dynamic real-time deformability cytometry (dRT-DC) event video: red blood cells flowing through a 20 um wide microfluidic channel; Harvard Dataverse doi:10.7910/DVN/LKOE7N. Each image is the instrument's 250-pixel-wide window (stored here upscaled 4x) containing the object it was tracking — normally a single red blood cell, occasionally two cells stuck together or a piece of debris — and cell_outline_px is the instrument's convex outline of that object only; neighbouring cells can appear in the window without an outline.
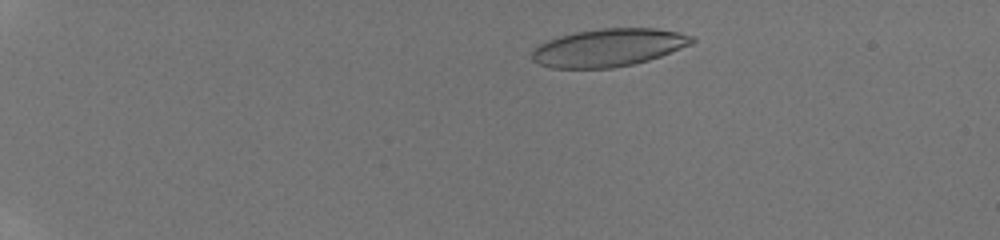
{"species": "human", "species_latin": "Homo sapiens", "temperature_condition": "room temperature", "stored_images_in_passage": 48, "camera_frame_rate_fps": 3000, "um_per_image_px": 0.085, "donor": {"sex": "male"}, "frame": {"image": 1, "passage_image": 8, "time_ms": 2.333, "image_size_px": [1000, 240], "cell_outline_px": [[696, 40], [692, 44], [660, 56], [648, 60], [632, 64], [612, 68], [552, 68], [540, 64], [532, 60], [532, 52], [540, 44], [548, 40], [560, 36], [576, 32], [600, 28], [656, 28], [680, 32], [696, 36]], "centroid_in_image_um": [51.77, 4.04], "position_along_channel_um": 33.2, "area_um2": 35.2}}
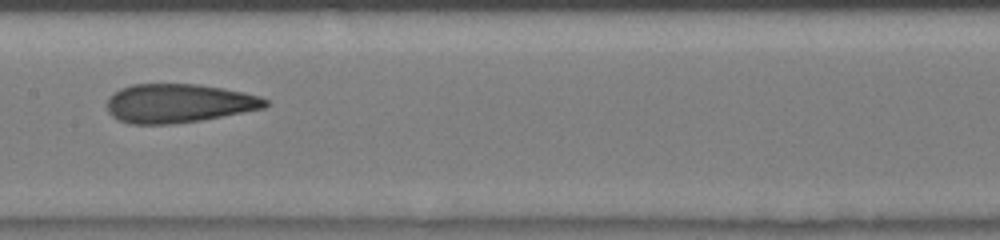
{"frame": {"image": 2, "passage_image": 27, "time_ms": 8.667, "image_size_px": [1000, 240], "cell_outline_px": [[268, 104], [264, 108], [200, 120], [172, 124], [128, 124], [116, 120], [108, 112], [108, 96], [120, 88], [132, 84], [200, 84], [224, 88], [244, 92], [260, 96], [268, 100]], "centroid_in_image_um": [15.15, 8.78], "position_along_channel_um": 192.2, "area_um2": 36.01}}
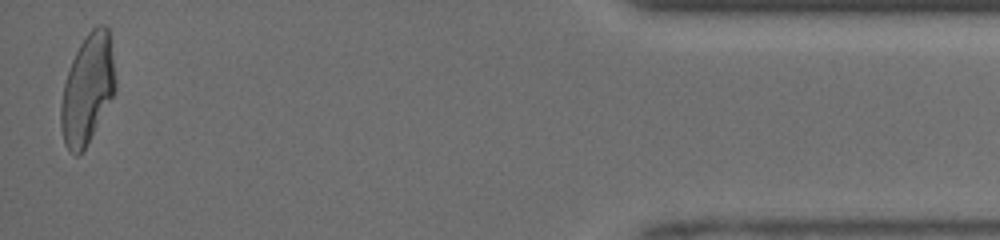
{"frame": {"image": 3, "passage_image": 48, "time_ms": 15.667, "image_size_px": [1000, 240], "cell_outline_px": [[116, 88], [112, 96], [84, 148], [76, 156], [68, 152], [64, 144], [60, 124], [60, 104], [64, 84], [72, 60], [80, 44], [88, 32], [96, 24], [104, 24], [108, 28], [116, 80]], "centroid_in_image_um": [7.41, 7.55], "position_along_channel_um": 427.8, "area_um2": 34.22}, "authors_computed_cell_mechanics": {"area_um2": 35.2291, "velocity_mm_per_s": 4.2255, "shape_relaxation_time_tau1_ms": 7.3839, "shape_relaxation_time_tau2_ms": 1.3079, "deformation_change_tau1": 0.2631, "deformation_change_tau2": 0.1074}}